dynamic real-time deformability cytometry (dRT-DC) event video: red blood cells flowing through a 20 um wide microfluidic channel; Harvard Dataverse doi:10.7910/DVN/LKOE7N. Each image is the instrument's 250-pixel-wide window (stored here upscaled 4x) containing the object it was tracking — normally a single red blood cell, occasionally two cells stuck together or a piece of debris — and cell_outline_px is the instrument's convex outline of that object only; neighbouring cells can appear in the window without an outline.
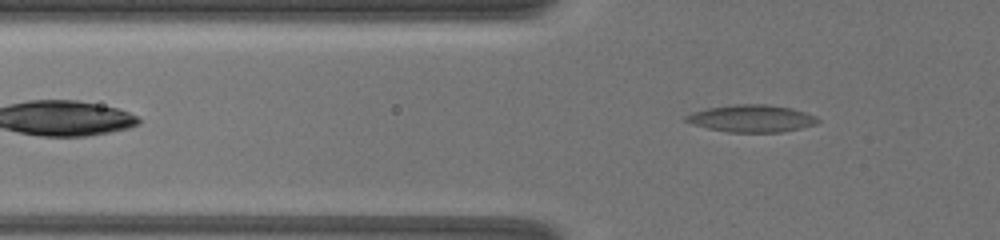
{"species": "common noctule bat (a hibernating species)", "species_latin": "Nyctalus noctula", "temperature_condition": "warm", "stored_images_in_passage": 46, "camera_frame_rate_fps": 3000, "um_per_image_px": 0.085, "animal": {"sex": "female", "body_mass_g": 19.5, "forearm_length_mm": 54.1}, "frame": {"image": 1, "passage_image": 8, "time_ms": 2.667, "image_size_px": [1000, 240], "cell_outline_px": [[820, 120], [816, 124], [800, 128], [780, 132], [728, 132], [708, 128], [692, 124], [684, 120], [684, 116], [692, 112], [708, 108], [732, 104], [768, 104], [792, 108], [816, 116]], "centroid_in_image_um": [63.87, 10.06], "position_along_channel_um": 61.9, "area_um2": 20.92}}
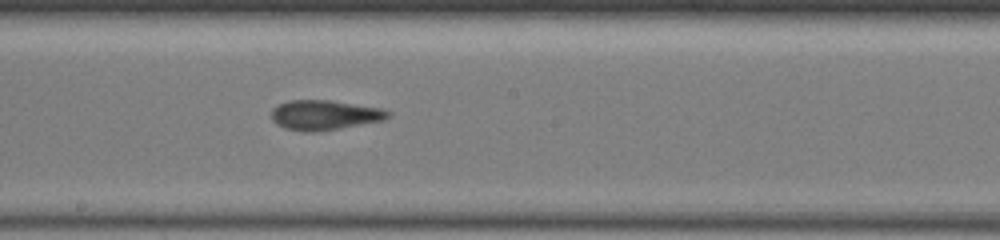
{"frame": {"image": 2, "passage_image": 25, "time_ms": 6.667, "image_size_px": [1000, 240], "cell_outline_px": [[392, 116], [384, 120], [340, 128], [316, 132], [304, 132], [284, 128], [276, 124], [272, 120], [272, 108], [288, 100], [332, 100], [380, 108], [392, 112]], "centroid_in_image_um": [27.59, 9.78], "position_along_channel_um": 220.6, "area_um2": 20.4}}
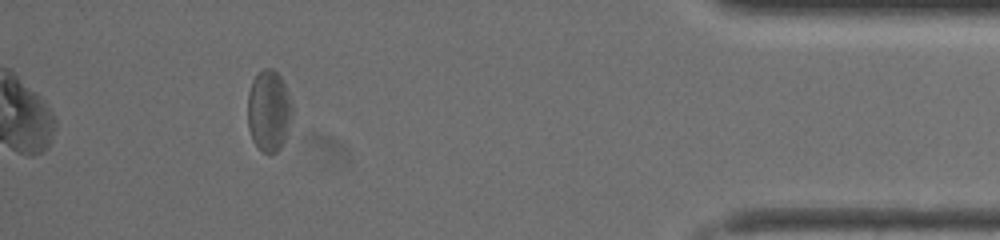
{"frame": {"image": 3, "passage_image": 42, "time_ms": 12.333, "image_size_px": [1000, 240], "cell_outline_px": [[292, 116], [284, 140], [280, 148], [276, 152], [264, 152], [252, 140], [248, 128], [248, 92], [252, 80], [264, 68], [272, 68], [280, 76], [284, 84], [292, 104]], "centroid_in_image_um": [22.84, 9.4], "position_along_channel_um": 412.4, "area_um2": 20.87}, "authors_computed_cell_mechanics": {"area_um2": 20.4034, "velocity_mm_per_s": 4.1835, "shape_relaxation_time_tau1_ms": null, "shape_relaxation_time_tau2_ms": 2.3364, "deformation_change_tau1": null, "deformation_change_tau2": 0.1168}}